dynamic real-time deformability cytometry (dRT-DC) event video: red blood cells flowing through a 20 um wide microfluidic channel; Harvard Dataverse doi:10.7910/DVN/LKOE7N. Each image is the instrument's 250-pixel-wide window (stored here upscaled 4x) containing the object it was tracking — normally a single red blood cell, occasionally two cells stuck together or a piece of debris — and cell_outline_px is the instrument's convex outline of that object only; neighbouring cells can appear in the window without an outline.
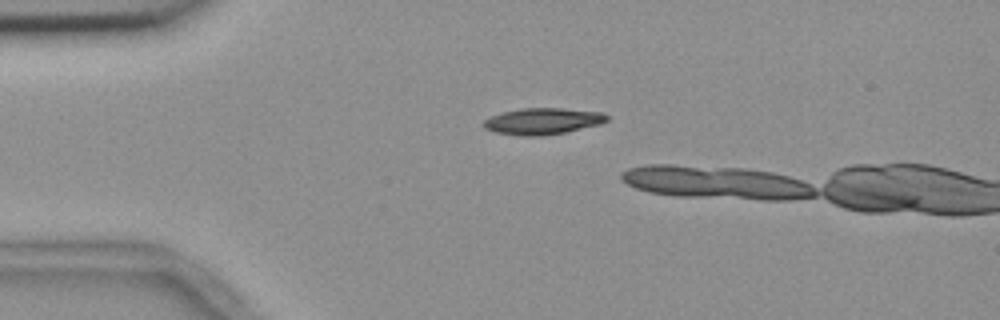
{"species": "common noctule bat (a hibernating species)", "species_latin": "Nyctalus noctula", "temperature_condition": "room temperature", "stored_images_in_passage": 5, "camera_frame_rate_fps": 3000, "um_per_image_px": 0.085, "animal": {"sex": "female", "body_mass_g": 18.4}, "frame": {"image": 1, "passage_image": 2, "time_ms": 0.333, "image_size_px": [1000, 320], "cell_outline_px": [[608, 120], [600, 124], [564, 132], [544, 136], [520, 136], [496, 132], [484, 128], [484, 120], [492, 116], [504, 112], [520, 108], [564, 108], [604, 112], [608, 116]], "centroid_in_image_um": [46.16, 10.3], "position_along_channel_um": 38.8, "area_um2": 18.96}}